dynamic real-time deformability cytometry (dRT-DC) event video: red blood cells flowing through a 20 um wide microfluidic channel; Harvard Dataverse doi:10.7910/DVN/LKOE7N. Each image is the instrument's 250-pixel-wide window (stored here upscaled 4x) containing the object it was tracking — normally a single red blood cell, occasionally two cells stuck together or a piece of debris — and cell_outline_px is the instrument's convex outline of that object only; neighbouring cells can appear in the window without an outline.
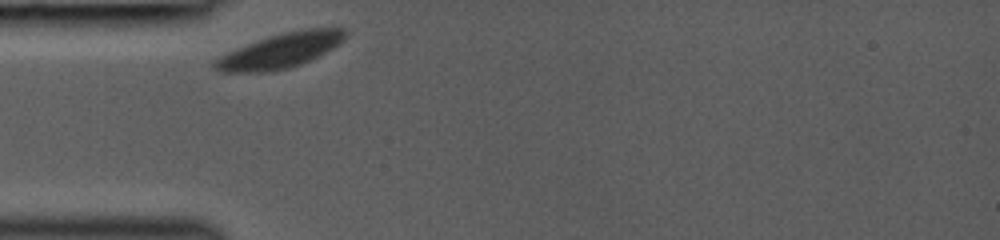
{"species": "common noctule bat (a hibernating species)", "species_latin": "Nyctalus noctula", "temperature_condition": "room temperature", "stored_images_in_passage": 28, "camera_frame_rate_fps": 3000, "um_per_image_px": 0.085, "animal": {"sex": "female", "body_mass_g": 19.0, "forearm_length_mm": 53.3}, "frame": {"image": 1, "passage_image": 1, "time_ms": 0.0, "image_size_px": [1000, 240], "cell_outline_px": [[348, 32], [344, 40], [340, 44], [300, 64], [288, 68], [264, 72], [220, 72], [212, 68], [212, 64], [216, 60], [228, 52], [268, 36], [280, 32], [308, 28], [344, 28]], "centroid_in_image_um": [23.85, 4.29], "position_along_channel_um": 61.1, "area_um2": 26.13}}
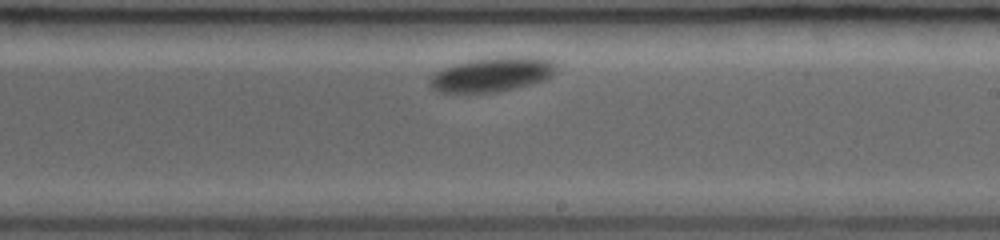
{"frame": {"image": 2, "passage_image": 16, "time_ms": 5.0, "image_size_px": [1000, 240], "cell_outline_px": [[556, 68], [544, 80], [516, 88], [496, 92], [436, 92], [428, 84], [428, 80], [436, 72], [444, 68], [456, 64], [472, 60], [496, 56], [548, 56]], "centroid_in_image_um": [41.83, 6.31], "position_along_channel_um": 247.2, "area_um2": 25.37}}
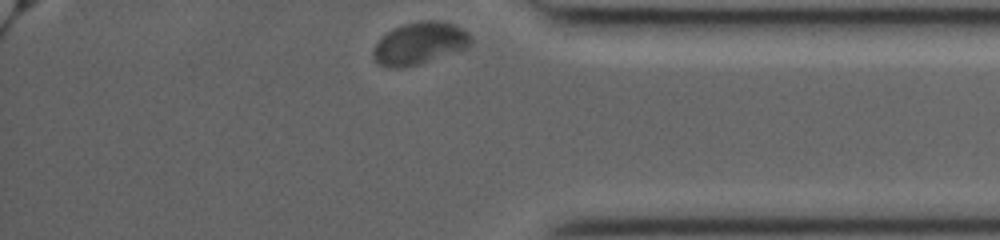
{"frame": {"image": 3, "passage_image": 28, "time_ms": 9.0, "image_size_px": [1000, 240], "cell_outline_px": [[472, 44], [468, 48], [420, 64], [404, 68], [388, 68], [380, 64], [372, 56], [372, 52], [376, 44], [392, 28], [404, 24], [420, 20], [432, 20], [452, 24], [468, 32], [472, 36]], "centroid_in_image_um": [35.69, 3.7], "position_along_channel_um": 399.5, "area_um2": 24.04}}